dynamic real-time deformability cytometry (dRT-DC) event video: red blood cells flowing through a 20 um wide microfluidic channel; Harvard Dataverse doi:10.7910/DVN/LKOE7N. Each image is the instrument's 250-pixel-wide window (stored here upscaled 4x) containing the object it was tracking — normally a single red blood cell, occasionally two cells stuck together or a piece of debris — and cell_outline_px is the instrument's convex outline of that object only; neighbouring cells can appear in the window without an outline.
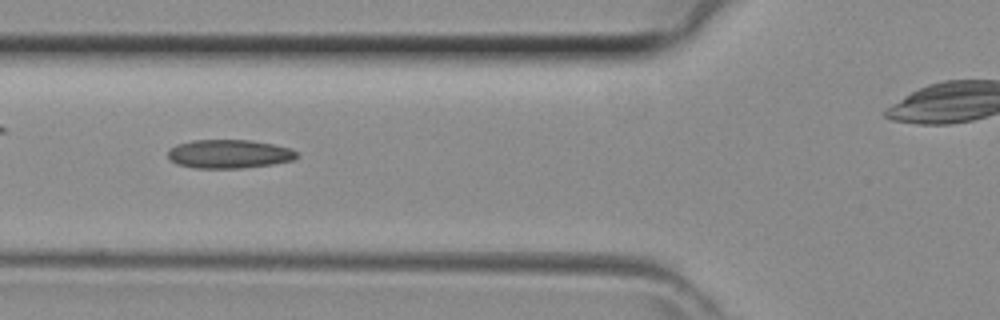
{"species": "common noctule bat (a hibernating species)", "species_latin": "Nyctalus noctula", "temperature_condition": "room temperature", "stored_images_in_passage": 32, "camera_frame_rate_fps": 3000, "um_per_image_px": 0.085, "animal": {"sex": "female", "body_mass_g": 29.2, "forearm_length_mm": 56.3}, "frame": {"image": 1, "passage_image": 8, "time_ms": 2.333, "image_size_px": [1000, 320], "cell_outline_px": [[300, 156], [292, 160], [272, 164], [244, 168], [196, 168], [176, 164], [168, 160], [168, 148], [176, 144], [192, 140], [252, 140], [292, 148]], "centroid_in_image_um": [19.44, 13.08], "position_along_channel_um": 106.4, "area_um2": 21.79}}
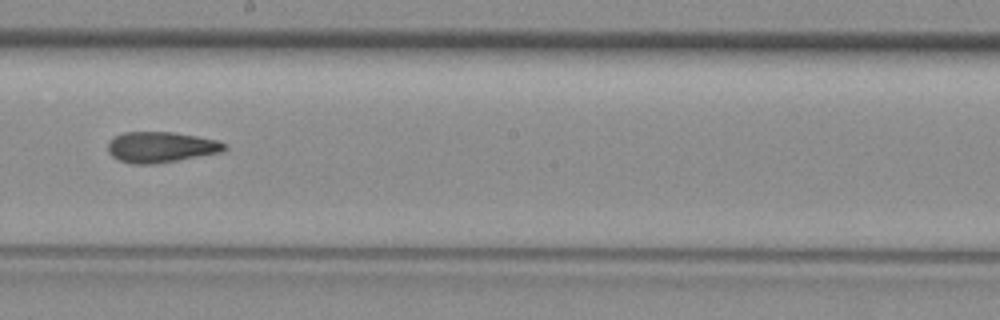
{"frame": {"image": 2, "passage_image": 16, "time_ms": 5.0, "image_size_px": [1000, 320], "cell_outline_px": [[228, 148], [220, 152], [176, 160], [152, 164], [132, 164], [120, 160], [112, 156], [108, 152], [108, 140], [112, 136], [124, 132], [172, 132], [196, 136], [216, 140], [224, 144]], "centroid_in_image_um": [13.61, 12.49], "position_along_channel_um": 234.6, "area_um2": 20.69}}
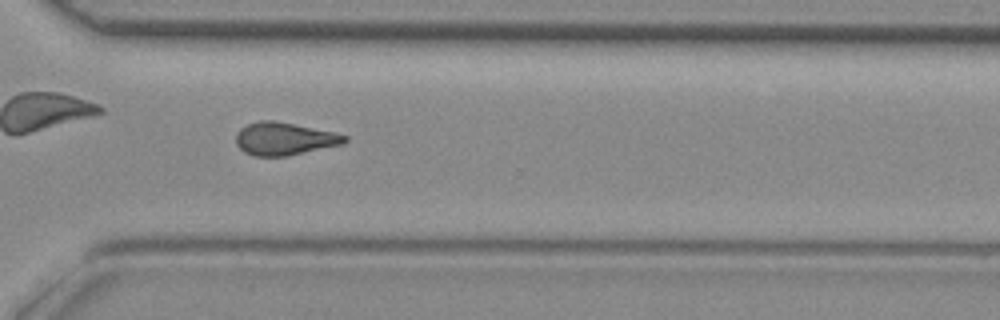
{"frame": {"image": 3, "passage_image": 23, "time_ms": 7.333, "image_size_px": [1000, 320], "cell_outline_px": [[348, 140], [344, 144], [288, 156], [256, 156], [244, 152], [236, 144], [236, 132], [240, 128], [248, 124], [260, 120], [272, 120], [336, 132], [348, 136]], "centroid_in_image_um": [24.19, 11.8], "position_along_channel_um": 346.4, "area_um2": 20.87}}